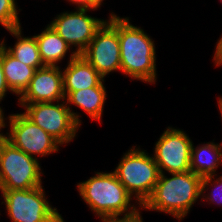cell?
Returning <instances> with one entry per match:
<instances>
[{
	"mask_svg": "<svg viewBox=\"0 0 222 222\" xmlns=\"http://www.w3.org/2000/svg\"><path fill=\"white\" fill-rule=\"evenodd\" d=\"M107 20L117 31L120 42L121 72L131 80L156 84V47L154 40L141 27L130 23L129 17L113 12Z\"/></svg>",
	"mask_w": 222,
	"mask_h": 222,
	"instance_id": "obj_1",
	"label": "cell"
},
{
	"mask_svg": "<svg viewBox=\"0 0 222 222\" xmlns=\"http://www.w3.org/2000/svg\"><path fill=\"white\" fill-rule=\"evenodd\" d=\"M77 188L82 200L102 222L131 219L141 213V206L131 203L133 197L114 172H95L87 181L77 183Z\"/></svg>",
	"mask_w": 222,
	"mask_h": 222,
	"instance_id": "obj_2",
	"label": "cell"
},
{
	"mask_svg": "<svg viewBox=\"0 0 222 222\" xmlns=\"http://www.w3.org/2000/svg\"><path fill=\"white\" fill-rule=\"evenodd\" d=\"M160 173L151 196L141 206L142 210L163 212L182 221L194 203L201 198L202 177L192 171Z\"/></svg>",
	"mask_w": 222,
	"mask_h": 222,
	"instance_id": "obj_3",
	"label": "cell"
},
{
	"mask_svg": "<svg viewBox=\"0 0 222 222\" xmlns=\"http://www.w3.org/2000/svg\"><path fill=\"white\" fill-rule=\"evenodd\" d=\"M113 171L127 192L135 198V204L142 206L151 196L159 179V169L153 155L133 146L123 153Z\"/></svg>",
	"mask_w": 222,
	"mask_h": 222,
	"instance_id": "obj_4",
	"label": "cell"
},
{
	"mask_svg": "<svg viewBox=\"0 0 222 222\" xmlns=\"http://www.w3.org/2000/svg\"><path fill=\"white\" fill-rule=\"evenodd\" d=\"M38 158L29 156L6 138L0 139V190H27L42 185Z\"/></svg>",
	"mask_w": 222,
	"mask_h": 222,
	"instance_id": "obj_5",
	"label": "cell"
},
{
	"mask_svg": "<svg viewBox=\"0 0 222 222\" xmlns=\"http://www.w3.org/2000/svg\"><path fill=\"white\" fill-rule=\"evenodd\" d=\"M44 186L27 190H0L12 222H65L46 198Z\"/></svg>",
	"mask_w": 222,
	"mask_h": 222,
	"instance_id": "obj_6",
	"label": "cell"
},
{
	"mask_svg": "<svg viewBox=\"0 0 222 222\" xmlns=\"http://www.w3.org/2000/svg\"><path fill=\"white\" fill-rule=\"evenodd\" d=\"M19 104L23 114L51 135L61 146L70 143L77 135L79 125L75 122L66 101Z\"/></svg>",
	"mask_w": 222,
	"mask_h": 222,
	"instance_id": "obj_7",
	"label": "cell"
},
{
	"mask_svg": "<svg viewBox=\"0 0 222 222\" xmlns=\"http://www.w3.org/2000/svg\"><path fill=\"white\" fill-rule=\"evenodd\" d=\"M6 139L29 156H48L61 146L51 135L33 123L23 113L10 114Z\"/></svg>",
	"mask_w": 222,
	"mask_h": 222,
	"instance_id": "obj_8",
	"label": "cell"
},
{
	"mask_svg": "<svg viewBox=\"0 0 222 222\" xmlns=\"http://www.w3.org/2000/svg\"><path fill=\"white\" fill-rule=\"evenodd\" d=\"M193 141L185 131L168 126L155 143L153 157L160 173L190 171Z\"/></svg>",
	"mask_w": 222,
	"mask_h": 222,
	"instance_id": "obj_9",
	"label": "cell"
},
{
	"mask_svg": "<svg viewBox=\"0 0 222 222\" xmlns=\"http://www.w3.org/2000/svg\"><path fill=\"white\" fill-rule=\"evenodd\" d=\"M95 11L94 9H79L75 11H64L50 22V26L61 36L67 44L75 49L80 55L94 38L95 32L106 21L95 18L87 12Z\"/></svg>",
	"mask_w": 222,
	"mask_h": 222,
	"instance_id": "obj_10",
	"label": "cell"
},
{
	"mask_svg": "<svg viewBox=\"0 0 222 222\" xmlns=\"http://www.w3.org/2000/svg\"><path fill=\"white\" fill-rule=\"evenodd\" d=\"M81 55L104 79L111 72L121 71L118 31L107 19Z\"/></svg>",
	"mask_w": 222,
	"mask_h": 222,
	"instance_id": "obj_11",
	"label": "cell"
},
{
	"mask_svg": "<svg viewBox=\"0 0 222 222\" xmlns=\"http://www.w3.org/2000/svg\"><path fill=\"white\" fill-rule=\"evenodd\" d=\"M17 99L19 104L65 100L61 67L45 66L36 69L28 87Z\"/></svg>",
	"mask_w": 222,
	"mask_h": 222,
	"instance_id": "obj_12",
	"label": "cell"
},
{
	"mask_svg": "<svg viewBox=\"0 0 222 222\" xmlns=\"http://www.w3.org/2000/svg\"><path fill=\"white\" fill-rule=\"evenodd\" d=\"M67 64L62 71L65 98L72 91L96 87L104 80L81 54H70Z\"/></svg>",
	"mask_w": 222,
	"mask_h": 222,
	"instance_id": "obj_13",
	"label": "cell"
},
{
	"mask_svg": "<svg viewBox=\"0 0 222 222\" xmlns=\"http://www.w3.org/2000/svg\"><path fill=\"white\" fill-rule=\"evenodd\" d=\"M105 79L96 87H90L87 89H80L78 91H72L65 101L69 110L71 111L75 122L80 126L81 120L78 112H74L70 106L74 105L82 109L90 119L101 121L103 109L107 97V91L104 85ZM72 104V105H71Z\"/></svg>",
	"mask_w": 222,
	"mask_h": 222,
	"instance_id": "obj_14",
	"label": "cell"
},
{
	"mask_svg": "<svg viewBox=\"0 0 222 222\" xmlns=\"http://www.w3.org/2000/svg\"><path fill=\"white\" fill-rule=\"evenodd\" d=\"M34 36L45 66H58L59 62L65 59L69 50H71V54H77L49 24L40 34Z\"/></svg>",
	"mask_w": 222,
	"mask_h": 222,
	"instance_id": "obj_15",
	"label": "cell"
},
{
	"mask_svg": "<svg viewBox=\"0 0 222 222\" xmlns=\"http://www.w3.org/2000/svg\"><path fill=\"white\" fill-rule=\"evenodd\" d=\"M195 148L191 146L190 171L201 177L216 175L222 164V143L204 142Z\"/></svg>",
	"mask_w": 222,
	"mask_h": 222,
	"instance_id": "obj_16",
	"label": "cell"
},
{
	"mask_svg": "<svg viewBox=\"0 0 222 222\" xmlns=\"http://www.w3.org/2000/svg\"><path fill=\"white\" fill-rule=\"evenodd\" d=\"M1 64L7 85L19 97L28 87L35 69L17 60L4 46L1 48Z\"/></svg>",
	"mask_w": 222,
	"mask_h": 222,
	"instance_id": "obj_17",
	"label": "cell"
},
{
	"mask_svg": "<svg viewBox=\"0 0 222 222\" xmlns=\"http://www.w3.org/2000/svg\"><path fill=\"white\" fill-rule=\"evenodd\" d=\"M22 30V27L7 30L11 36L13 35V37L17 40L13 47H7L4 38V48L17 60L30 67H33L35 70L45 67L40 57L35 36L23 37Z\"/></svg>",
	"mask_w": 222,
	"mask_h": 222,
	"instance_id": "obj_18",
	"label": "cell"
},
{
	"mask_svg": "<svg viewBox=\"0 0 222 222\" xmlns=\"http://www.w3.org/2000/svg\"><path fill=\"white\" fill-rule=\"evenodd\" d=\"M18 10L16 0H0V25L7 30L21 27Z\"/></svg>",
	"mask_w": 222,
	"mask_h": 222,
	"instance_id": "obj_19",
	"label": "cell"
},
{
	"mask_svg": "<svg viewBox=\"0 0 222 222\" xmlns=\"http://www.w3.org/2000/svg\"><path fill=\"white\" fill-rule=\"evenodd\" d=\"M216 175L202 177L201 183V200L202 202L205 200L209 203H217L218 205H222V176L216 178ZM216 178V179H215ZM209 187H214L215 190H211ZM206 190L210 192L208 194H204Z\"/></svg>",
	"mask_w": 222,
	"mask_h": 222,
	"instance_id": "obj_20",
	"label": "cell"
},
{
	"mask_svg": "<svg viewBox=\"0 0 222 222\" xmlns=\"http://www.w3.org/2000/svg\"><path fill=\"white\" fill-rule=\"evenodd\" d=\"M71 2L72 4L76 5V8L79 9H94L98 10L102 3L103 0H67Z\"/></svg>",
	"mask_w": 222,
	"mask_h": 222,
	"instance_id": "obj_21",
	"label": "cell"
},
{
	"mask_svg": "<svg viewBox=\"0 0 222 222\" xmlns=\"http://www.w3.org/2000/svg\"><path fill=\"white\" fill-rule=\"evenodd\" d=\"M11 92L13 93L9 86L7 85L6 79H5V75L3 73V67L1 64V49H0V102H2V100L4 99V97H6V92Z\"/></svg>",
	"mask_w": 222,
	"mask_h": 222,
	"instance_id": "obj_22",
	"label": "cell"
},
{
	"mask_svg": "<svg viewBox=\"0 0 222 222\" xmlns=\"http://www.w3.org/2000/svg\"><path fill=\"white\" fill-rule=\"evenodd\" d=\"M212 60L214 61L213 63H215V66H222V35L216 42Z\"/></svg>",
	"mask_w": 222,
	"mask_h": 222,
	"instance_id": "obj_23",
	"label": "cell"
},
{
	"mask_svg": "<svg viewBox=\"0 0 222 222\" xmlns=\"http://www.w3.org/2000/svg\"><path fill=\"white\" fill-rule=\"evenodd\" d=\"M0 104H1V102H0ZM5 120L7 121L8 119L5 118L4 111H3V109L0 106V139H4L7 136V132H6V134H4L2 132V129L7 128L6 126H8L6 124L7 122H5Z\"/></svg>",
	"mask_w": 222,
	"mask_h": 222,
	"instance_id": "obj_24",
	"label": "cell"
},
{
	"mask_svg": "<svg viewBox=\"0 0 222 222\" xmlns=\"http://www.w3.org/2000/svg\"><path fill=\"white\" fill-rule=\"evenodd\" d=\"M106 222H143V218L140 213L137 217H134L131 219L110 220V221H106Z\"/></svg>",
	"mask_w": 222,
	"mask_h": 222,
	"instance_id": "obj_25",
	"label": "cell"
},
{
	"mask_svg": "<svg viewBox=\"0 0 222 222\" xmlns=\"http://www.w3.org/2000/svg\"><path fill=\"white\" fill-rule=\"evenodd\" d=\"M218 108H219V111H220V114H221V118H222V96L218 98Z\"/></svg>",
	"mask_w": 222,
	"mask_h": 222,
	"instance_id": "obj_26",
	"label": "cell"
},
{
	"mask_svg": "<svg viewBox=\"0 0 222 222\" xmlns=\"http://www.w3.org/2000/svg\"><path fill=\"white\" fill-rule=\"evenodd\" d=\"M3 47V40L0 42V49Z\"/></svg>",
	"mask_w": 222,
	"mask_h": 222,
	"instance_id": "obj_27",
	"label": "cell"
}]
</instances>
